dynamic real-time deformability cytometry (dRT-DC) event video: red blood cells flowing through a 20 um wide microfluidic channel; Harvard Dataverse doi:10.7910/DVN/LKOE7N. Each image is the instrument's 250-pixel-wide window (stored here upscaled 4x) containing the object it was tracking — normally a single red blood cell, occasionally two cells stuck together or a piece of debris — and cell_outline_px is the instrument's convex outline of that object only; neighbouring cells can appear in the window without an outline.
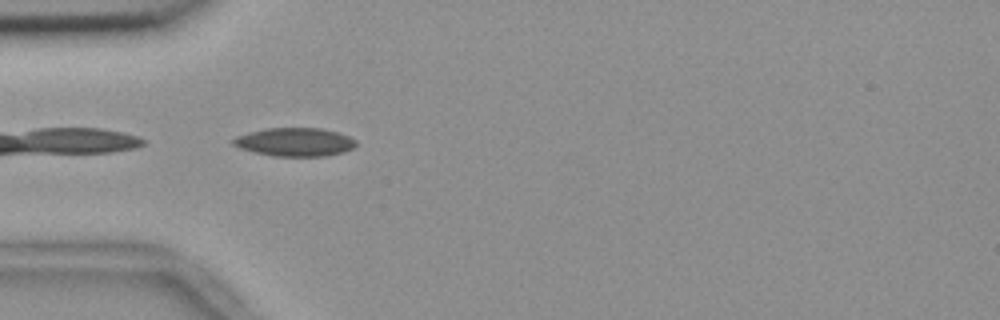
{"species": "common noctule bat (a hibernating species)", "species_latin": "Nyctalus noctula", "temperature_condition": "room temperature", "stored_images_in_passage": 8, "camera_frame_rate_fps": 3000, "um_per_image_px": 0.085, "animal": {"sex": "female", "body_mass_g": 18.4}, "frame": {"image": 1, "passage_image": 1, "time_ms": 0.0, "image_size_px": [1000, 320], "cell_outline_px": [[356, 144], [352, 148], [344, 152], [324, 156], [272, 156], [252, 152], [240, 148], [232, 144], [232, 140], [236, 136], [248, 132], [264, 128], [320, 128], [336, 132], [348, 136], [356, 140]], "centroid_in_image_um": [25.02, 12.07], "position_along_channel_um": 60.0, "area_um2": 20.4}}